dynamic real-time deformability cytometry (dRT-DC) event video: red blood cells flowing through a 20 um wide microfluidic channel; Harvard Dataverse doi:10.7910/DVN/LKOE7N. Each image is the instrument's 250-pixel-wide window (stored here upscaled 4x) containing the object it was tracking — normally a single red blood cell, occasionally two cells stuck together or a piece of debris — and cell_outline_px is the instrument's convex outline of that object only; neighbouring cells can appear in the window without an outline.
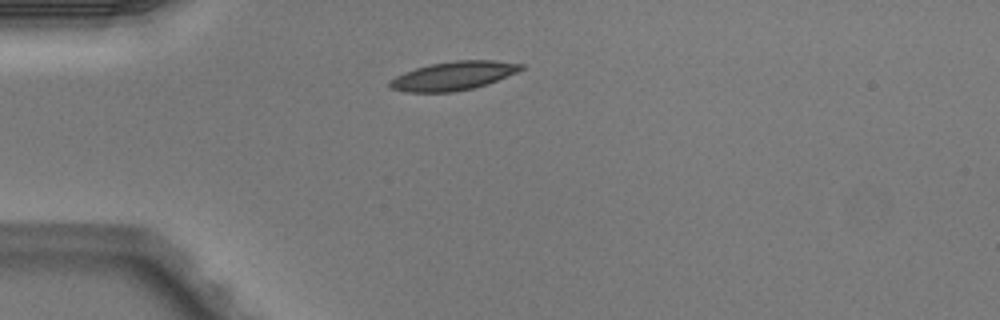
{"species": "Egyptian fruit bat (a non-hibernating species)", "species_latin": "Rousettus aegyptiacus", "temperature_condition": "warm", "stored_images_in_passage": 37, "camera_frame_rate_fps": 3000, "um_per_image_px": 0.085, "animal": {"sex": "male"}, "frame": {"image": 1, "passage_image": 1, "time_ms": 0.0, "image_size_px": [1000, 320], "cell_outline_px": [[524, 68], [516, 72], [488, 84], [472, 88], [452, 92], [408, 92], [392, 88], [388, 84], [388, 80], [404, 72], [416, 68], [432, 64], [456, 60], [492, 60], [524, 64]], "centroid_in_image_um": [38.53, 6.44], "position_along_channel_um": 46.5, "area_um2": 21.73}}
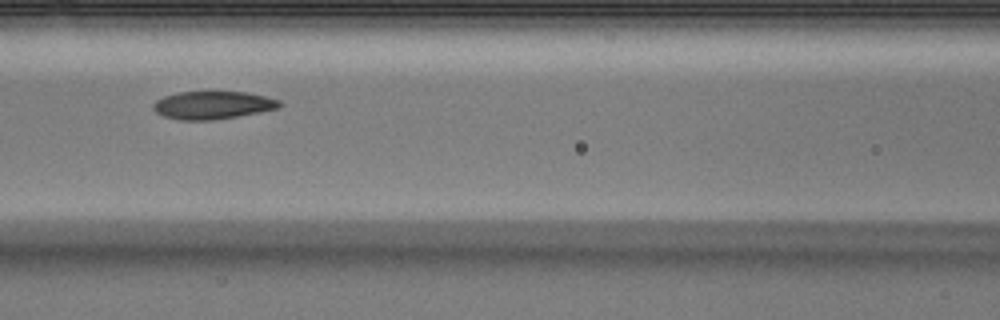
{"frame": {"image": 2, "passage_image": 10, "time_ms": 3.0, "image_size_px": [1000, 320], "cell_outline_px": [[284, 104], [280, 108], [236, 116], [212, 120], [180, 120], [164, 116], [156, 112], [152, 108], [152, 104], [156, 100], [164, 96], [176, 92], [244, 92], [264, 96], [280, 100]], "centroid_in_image_um": [18.07, 8.93], "position_along_channel_um": 148.5, "area_um2": 20.46}}
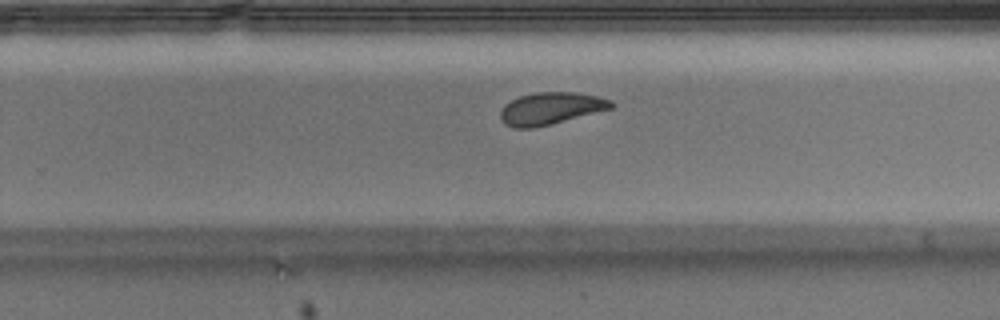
{"frame": {"image": 3, "passage_image": 20, "time_ms": 6.333, "image_size_px": [1000, 320], "cell_outline_px": [[616, 104], [612, 108], [532, 128], [516, 128], [500, 120], [500, 112], [504, 104], [520, 96], [536, 92], [576, 92], [596, 96], [612, 100]], "centroid_in_image_um": [46.81, 9.2], "position_along_channel_um": 283.0, "area_um2": 20.4}, "authors_computed_cell_mechanics": {"area_um2": 21.5016, "velocity_mm_per_s": 4.0452, "shape_relaxation_time_tau1_ms": 5.8051, "shape_relaxation_time_tau2_ms": 5.0611, "deformation_change_tau1": 0.148, "deformation_change_tau2": 0.1143}}